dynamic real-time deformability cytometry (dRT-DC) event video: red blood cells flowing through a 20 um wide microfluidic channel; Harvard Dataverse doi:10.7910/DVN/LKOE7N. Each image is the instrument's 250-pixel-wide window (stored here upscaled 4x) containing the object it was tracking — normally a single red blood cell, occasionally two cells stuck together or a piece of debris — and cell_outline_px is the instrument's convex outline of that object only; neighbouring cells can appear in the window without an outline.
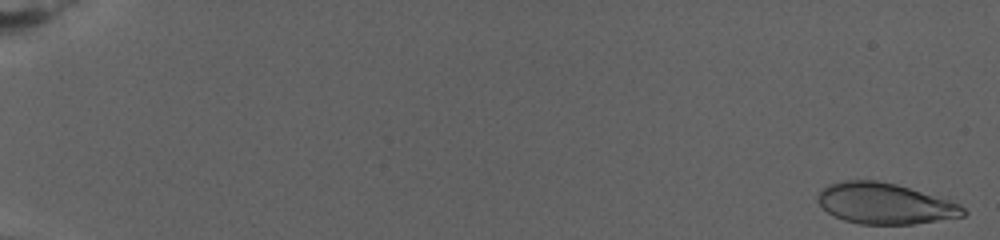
{"species": "human", "species_latin": "Homo sapiens", "temperature_condition": "warm", "stored_images_in_passage": 76, "camera_frame_rate_fps": 3000, "um_per_image_px": 0.085, "donor": {"sex": "female"}, "frame": {"image": 1, "passage_image": 2, "time_ms": 0.333, "image_size_px": [1000, 240], "cell_outline_px": [[968, 212], [964, 216], [912, 224], [860, 224], [844, 220], [828, 212], [816, 200], [816, 196], [828, 184], [844, 180], [876, 180], [896, 184], [948, 196], [960, 204]], "centroid_in_image_um": [75.31, 17.28], "position_along_channel_um": 9.7, "area_um2": 35.32}}
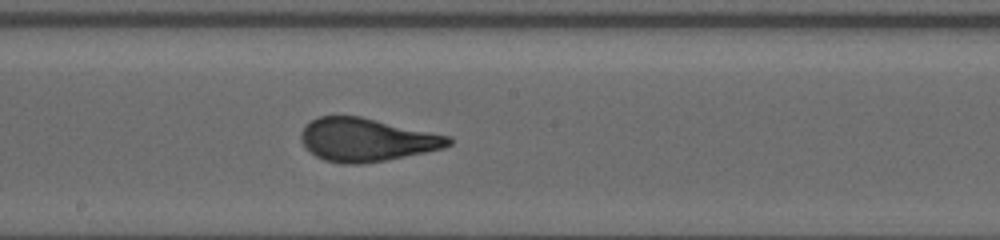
{"frame": {"image": 2, "passage_image": 45, "time_ms": 15.667, "image_size_px": [1000, 240], "cell_outline_px": [[452, 144], [444, 148], [384, 160], [360, 164], [344, 164], [324, 160], [308, 152], [300, 140], [300, 132], [312, 120], [320, 116], [360, 116], [452, 136]], "centroid_in_image_um": [31.15, 11.88], "position_along_channel_um": 217.0, "area_um2": 37.11}}
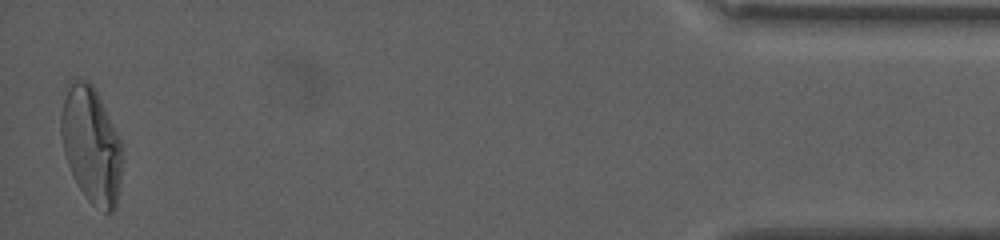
{"frame": {"image": 3, "passage_image": 76, "time_ms": 26.333, "image_size_px": [1000, 240], "cell_outline_px": [[120, 180], [116, 208], [112, 212], [104, 212], [96, 208], [88, 200], [72, 176], [64, 152], [60, 132], [60, 116], [68, 80], [88, 80], [92, 84], [120, 140]], "centroid_in_image_um": [7.71, 12.34], "position_along_channel_um": 427.5, "area_um2": 40.92}, "authors_computed_cell_mechanics": {"area_um2": 36.8475, "velocity_mm_per_s": 2.6708, "shape_relaxation_time_tau1_ms": 8.5629, "shape_relaxation_time_tau2_ms": null, "deformation_change_tau1": 0.2571, "deformation_change_tau2": null}}